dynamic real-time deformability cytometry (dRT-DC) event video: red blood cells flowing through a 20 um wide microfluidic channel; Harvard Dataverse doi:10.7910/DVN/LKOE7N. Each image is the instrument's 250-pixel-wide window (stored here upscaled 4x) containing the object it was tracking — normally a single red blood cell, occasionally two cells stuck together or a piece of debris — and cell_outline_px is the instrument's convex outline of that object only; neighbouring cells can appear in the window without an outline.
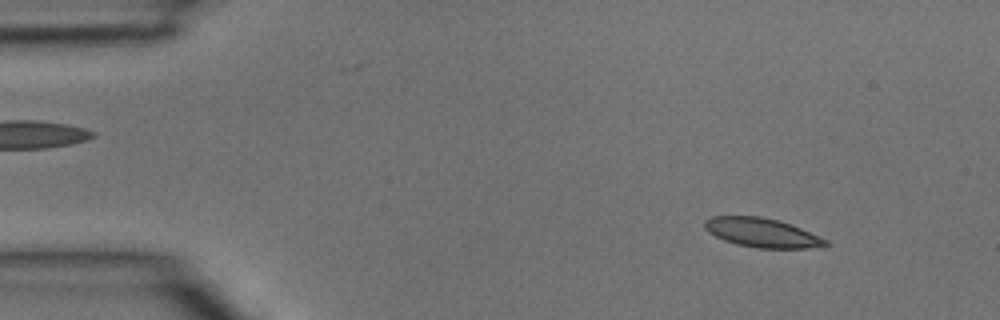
{"species": "common noctule bat (a hibernating species)", "species_latin": "Nyctalus noctula", "temperature_condition": "room temperature", "stored_images_in_passage": 4, "segment_of_instrument_passage": [2, 2], "camera_frame_rate_fps": 3000, "um_per_image_px": 0.085, "animal": {"sex": "male", "body_mass_g": 15.6}, "frame": {"image": 1, "passage_image": 4, "time_ms": 1.0, "image_size_px": [1000, 320], "cell_outline_px": [[832, 244], [808, 248], [756, 248], [736, 244], [724, 240], [708, 232], [704, 228], [704, 220], [712, 216], [760, 216], [776, 220], [800, 228], [828, 240]], "centroid_in_image_um": [64.74, 19.78], "position_along_channel_um": 20.3, "area_um2": 20.4}}